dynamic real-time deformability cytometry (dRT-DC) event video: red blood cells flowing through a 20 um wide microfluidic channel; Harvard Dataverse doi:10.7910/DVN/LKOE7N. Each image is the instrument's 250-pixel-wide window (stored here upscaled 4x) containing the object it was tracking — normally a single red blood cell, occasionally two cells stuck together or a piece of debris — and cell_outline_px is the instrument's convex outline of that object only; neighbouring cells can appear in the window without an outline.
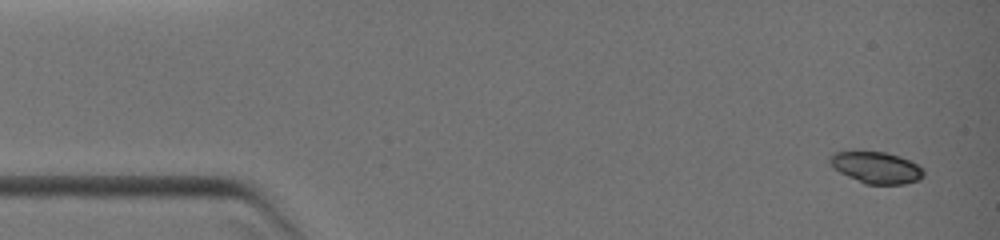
{"species": "common noctule bat (a hibernating species)", "species_latin": "Nyctalus noctula", "temperature_condition": "warm", "stored_images_in_passage": 6, "camera_frame_rate_fps": 3000, "um_per_image_px": 0.085, "animal": {"sex": "female", "body_mass_g": 19.0, "forearm_length_mm": 51.5}, "frame": {"image": 1, "passage_image": 1, "time_ms": 0.0, "image_size_px": [1000, 240], "cell_outline_px": [[924, 176], [920, 180], [904, 184], [864, 184], [840, 172], [828, 160], [828, 156], [836, 152], [884, 152], [900, 156], [916, 164], [924, 172]], "centroid_in_image_um": [74.5, 14.25], "position_along_channel_um": 10.5, "area_um2": 16.99}}
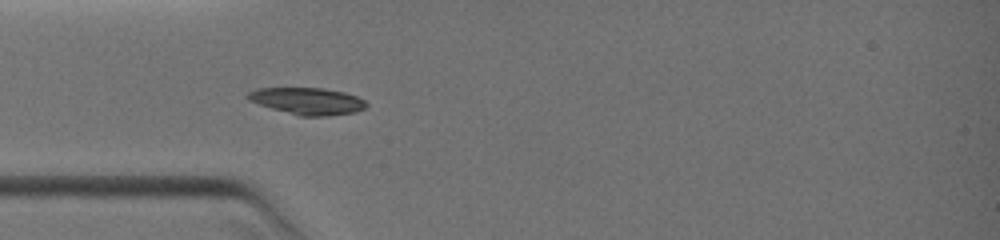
{"frame": {"image": 2, "passage_image": 6, "time_ms": 3.333, "image_size_px": [1000, 240], "cell_outline_px": [[368, 104], [364, 108], [356, 112], [328, 116], [300, 116], [272, 108], [248, 100], [244, 96], [248, 92], [256, 88], [324, 88], [344, 92], [356, 96], [364, 100]], "centroid_in_image_um": [26.13, 8.58], "position_along_channel_um": 58.9, "area_um2": 18.55}}